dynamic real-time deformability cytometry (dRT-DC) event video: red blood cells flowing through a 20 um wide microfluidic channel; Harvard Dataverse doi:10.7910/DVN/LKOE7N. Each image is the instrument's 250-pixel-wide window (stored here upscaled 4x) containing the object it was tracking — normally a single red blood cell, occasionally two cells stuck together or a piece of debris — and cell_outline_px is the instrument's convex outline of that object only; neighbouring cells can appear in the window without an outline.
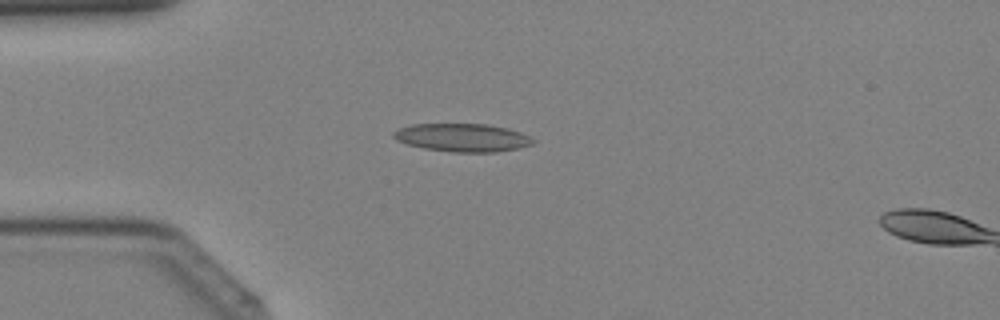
{"species": "Egyptian fruit bat (a non-hibernating species)", "species_latin": "Rousettus aegyptiacus", "temperature_condition": "cold", "stored_images_in_passage": 11, "camera_frame_rate_fps": 3000, "um_per_image_px": 0.085, "animal": {"sex": "female"}, "frame": {"image": 1, "passage_image": 10, "time_ms": 3.0, "image_size_px": [1000, 320], "cell_outline_px": [[536, 140], [532, 144], [520, 148], [496, 152], [452, 152], [424, 148], [408, 144], [396, 140], [392, 136], [392, 132], [396, 128], [412, 124], [488, 124], [508, 128], [520, 132]], "centroid_in_image_um": [39.29, 11.69], "position_along_channel_um": 45.7, "area_um2": 23.0}}